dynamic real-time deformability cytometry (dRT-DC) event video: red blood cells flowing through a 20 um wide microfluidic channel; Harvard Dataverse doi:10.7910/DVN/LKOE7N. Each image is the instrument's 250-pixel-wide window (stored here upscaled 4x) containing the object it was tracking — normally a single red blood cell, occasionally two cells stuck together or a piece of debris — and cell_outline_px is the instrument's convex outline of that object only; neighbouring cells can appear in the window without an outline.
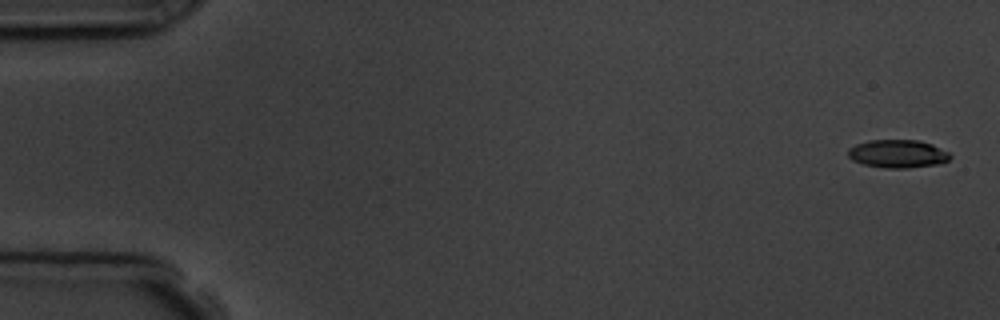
{"species": "common noctule bat (a hibernating species)", "species_latin": "Nyctalus noctula", "temperature_condition": "room temperature", "stored_images_in_passage": 6, "camera_frame_rate_fps": 3000, "um_per_image_px": 0.085, "animal": {"sex": "male", "body_mass_g": 19.5, "forearm_length_mm": 54.6}, "frame": {"image": 1, "passage_image": 1, "time_ms": 0.0, "image_size_px": [1000, 320], "cell_outline_px": [[952, 156], [948, 160], [940, 164], [908, 168], [884, 168], [864, 164], [852, 160], [848, 156], [848, 148], [856, 144], [868, 140], [916, 140], [932, 144], [948, 152]], "centroid_in_image_um": [76.3, 13.07], "position_along_channel_um": 8.7, "area_um2": 16.76}}